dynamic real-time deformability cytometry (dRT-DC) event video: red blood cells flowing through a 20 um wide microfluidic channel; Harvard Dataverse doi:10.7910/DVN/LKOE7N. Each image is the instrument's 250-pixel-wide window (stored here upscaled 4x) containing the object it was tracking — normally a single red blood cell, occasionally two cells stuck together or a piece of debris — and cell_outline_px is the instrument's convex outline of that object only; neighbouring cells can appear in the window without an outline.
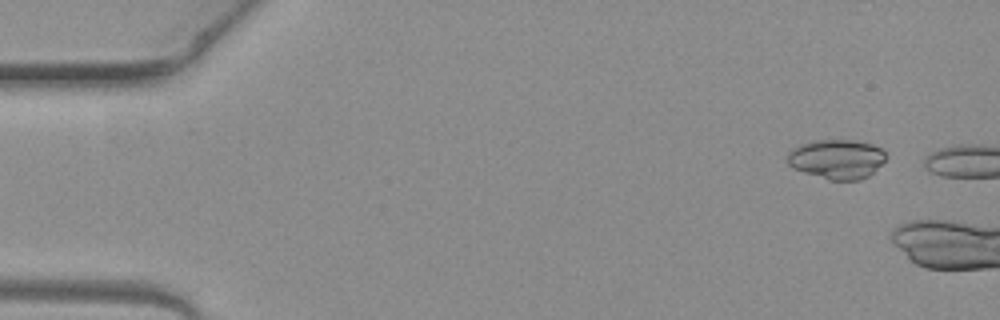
{"species": "common noctule bat (a hibernating species)", "species_latin": "Nyctalus noctula", "temperature_condition": "warm", "stored_images_in_passage": 2, "camera_frame_rate_fps": 3000, "um_per_image_px": 0.085, "animal": {"sex": "female", "body_mass_g": 19.3, "forearm_length_mm": 54.1}, "frame": {"image": 1, "passage_image": 1, "time_ms": 0.0, "image_size_px": [1000, 320], "cell_outline_px": [[888, 156], [868, 176], [860, 180], [828, 180], [792, 168], [788, 164], [788, 152], [800, 144], [816, 140], [852, 140], [872, 144], [880, 148]], "centroid_in_image_um": [71.11, 13.52], "position_along_channel_um": 13.9, "area_um2": 22.54}}